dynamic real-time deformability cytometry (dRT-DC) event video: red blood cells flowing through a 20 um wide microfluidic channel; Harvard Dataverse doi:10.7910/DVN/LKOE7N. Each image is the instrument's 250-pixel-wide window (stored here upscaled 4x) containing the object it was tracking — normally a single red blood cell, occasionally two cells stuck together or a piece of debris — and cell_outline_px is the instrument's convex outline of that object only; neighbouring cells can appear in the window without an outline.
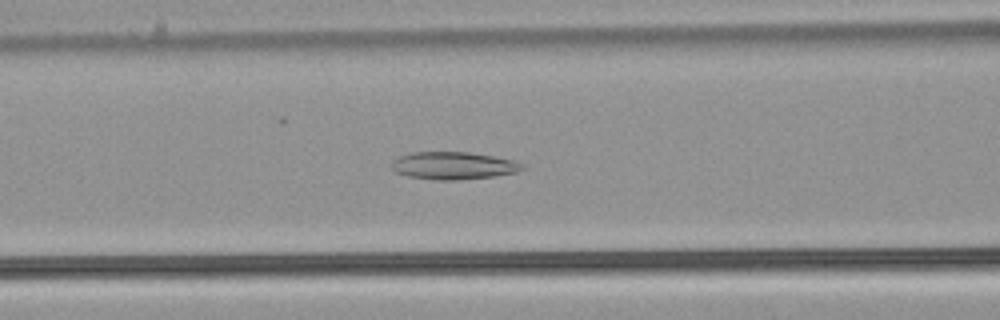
{"species": "common noctule bat (a hibernating species)", "species_latin": "Nyctalus noctula", "temperature_condition": "warm", "stored_images_in_passage": 47, "camera_frame_rate_fps": 3000, "um_per_image_px": 0.085, "animal": {"sex": "male", "body_mass_g": 21.5, "forearm_length_mm": 52.0}, "frame": {"image": 1, "passage_image": 17, "time_ms": 5.333, "image_size_px": [1000, 320], "cell_outline_px": [[524, 168], [516, 172], [496, 176], [460, 180], [436, 180], [408, 176], [396, 172], [392, 168], [392, 160], [400, 156], [412, 152], [468, 152], [492, 156], [512, 160], [524, 164]], "centroid_in_image_um": [38.54, 14.08], "position_along_channel_um": 128.1, "area_um2": 20.92}}
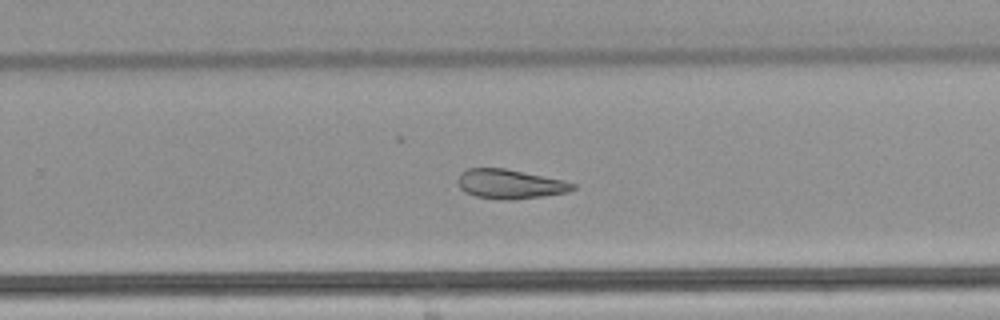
{"frame": {"image": 2, "passage_image": 29, "time_ms": 9.333, "image_size_px": [1000, 320], "cell_outline_px": [[576, 188], [568, 192], [512, 200], [500, 200], [476, 196], [464, 192], [460, 188], [456, 180], [460, 172], [468, 168], [504, 168], [564, 180], [576, 184]], "centroid_in_image_um": [43.31, 15.64], "position_along_channel_um": 286.5, "area_um2": 19.77}}
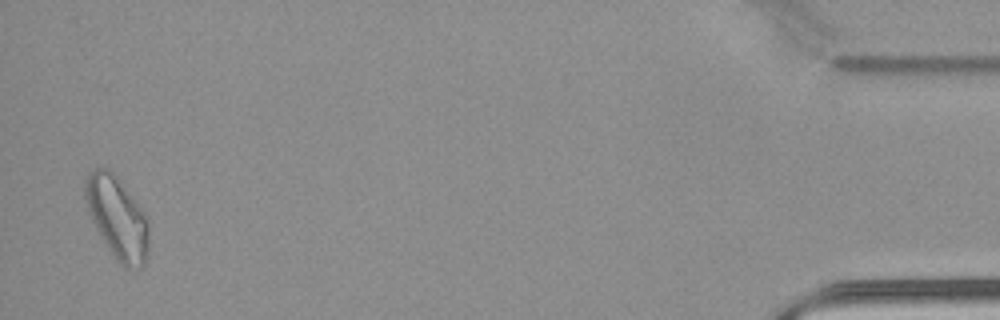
{"frame": {"image": 3, "passage_image": 46, "time_ms": 15.0, "image_size_px": [1000, 320], "cell_outline_px": [[148, 252], [144, 264], [140, 268], [124, 268], [116, 260], [96, 228], [88, 212], [84, 196], [84, 184], [88, 172], [92, 168], [108, 168], [116, 176], [140, 208], [148, 220]], "centroid_in_image_um": [9.94, 18.51], "position_along_channel_um": 425.3, "area_um2": 30.17}, "authors_computed_cell_mechanics": {"area_um2": 23.9292, "velocity_mm_per_s": 3.9691, "shape_relaxation_time_tau1_ms": null, "shape_relaxation_time_tau2_ms": 6.2873, "deformation_change_tau1": null, "deformation_change_tau2": 0.1602}}